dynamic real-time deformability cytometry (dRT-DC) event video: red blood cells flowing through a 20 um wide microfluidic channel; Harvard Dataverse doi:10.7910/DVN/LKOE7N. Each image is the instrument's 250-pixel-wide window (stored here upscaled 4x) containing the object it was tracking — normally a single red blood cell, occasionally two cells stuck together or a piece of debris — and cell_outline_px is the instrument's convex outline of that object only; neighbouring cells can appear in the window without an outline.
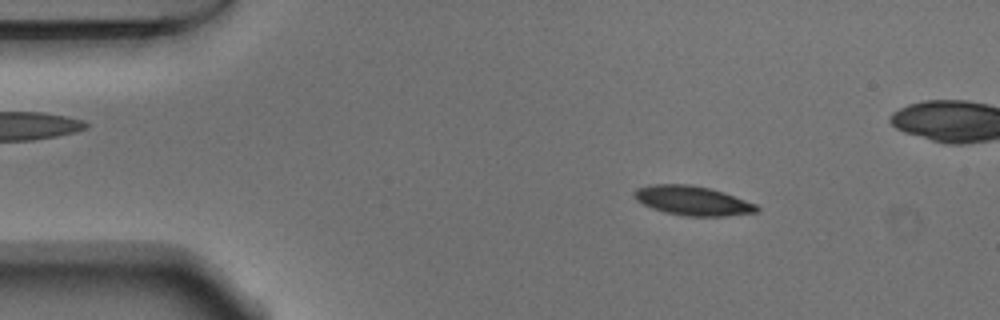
{"species": "Egyptian fruit bat (a non-hibernating species)", "species_latin": "Rousettus aegyptiacus", "temperature_condition": "warm", "stored_images_in_passage": 53, "camera_frame_rate_fps": 3000, "um_per_image_px": 0.085, "animal": {"sex": "male"}, "frame": {"image": 1, "passage_image": 7, "time_ms": 2.0, "image_size_px": [1000, 320], "cell_outline_px": [[760, 208], [756, 212], [728, 216], [684, 216], [664, 212], [652, 208], [636, 200], [632, 196], [632, 192], [636, 188], [652, 184], [688, 184], [708, 188], [724, 192], [756, 204]], "centroid_in_image_um": [58.84, 17.05], "position_along_channel_um": 26.2, "area_um2": 21.04}}
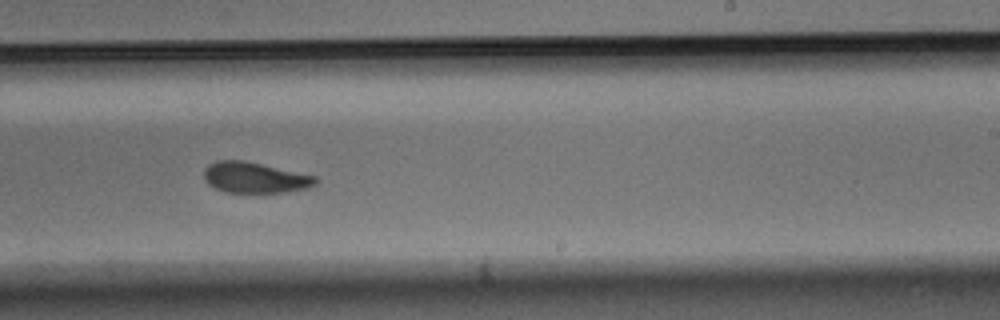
{"frame": {"image": 2, "passage_image": 31, "time_ms": 10.0, "image_size_px": [1000, 320], "cell_outline_px": [[320, 180], [316, 184], [308, 188], [284, 192], [224, 192], [208, 184], [204, 180], [204, 168], [208, 164], [216, 160], [244, 160], [316, 176]], "centroid_in_image_um": [21.65, 15.09], "position_along_channel_um": 267.3, "area_um2": 20.11}}
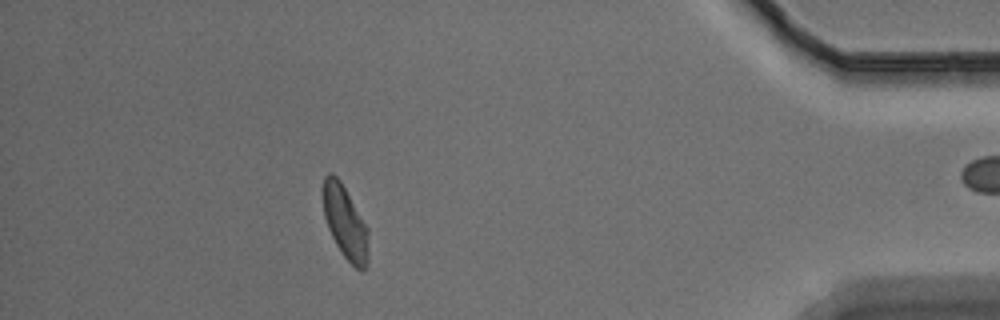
{"frame": {"image": 3, "passage_image": 46, "time_ms": 15.0, "image_size_px": [1000, 320], "cell_outline_px": [[368, 268], [364, 272], [356, 268], [344, 256], [336, 244], [328, 228], [324, 216], [320, 192], [324, 176], [328, 172], [332, 172], [340, 180], [368, 228]], "centroid_in_image_um": [29.31, 18.87], "position_along_channel_um": 405.9, "area_um2": 19.77}, "authors_computed_cell_mechanics": {"area_um2": 20.6346, "velocity_mm_per_s": 3.7719, "shape_relaxation_time_tau1_ms": 4.4732, "shape_relaxation_time_tau2_ms": 8.0876, "deformation_change_tau1": 0.1411, "deformation_change_tau2": 0.1412}}